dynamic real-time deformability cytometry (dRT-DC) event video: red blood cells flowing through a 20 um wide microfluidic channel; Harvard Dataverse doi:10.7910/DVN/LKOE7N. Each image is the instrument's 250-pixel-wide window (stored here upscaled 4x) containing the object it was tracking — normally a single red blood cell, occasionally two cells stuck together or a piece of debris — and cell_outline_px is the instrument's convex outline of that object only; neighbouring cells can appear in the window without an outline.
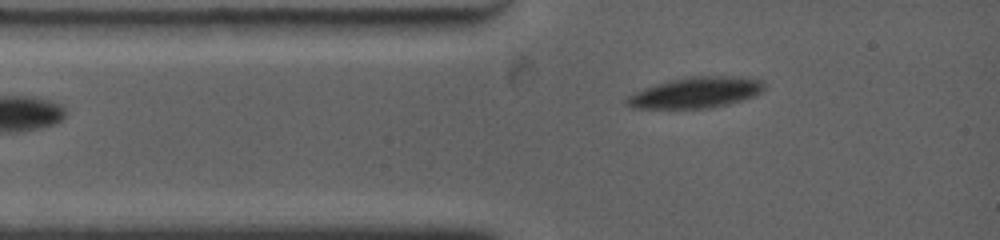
{"species": "common noctule bat (a hibernating species)", "species_latin": "Nyctalus noctula", "temperature_condition": "warm", "stored_images_in_passage": 2, "camera_frame_rate_fps": 4500, "um_per_image_px": 0.085, "animal": {"sex": "female", "body_mass_g": 19.0, "forearm_length_mm": 53.3}, "frame": {"image": 1, "passage_image": 1, "time_ms": 0.0, "image_size_px": [1000, 240], "cell_outline_px": [[764, 88], [756, 96], [728, 104], [708, 108], [632, 108], [624, 104], [624, 100], [628, 96], [644, 88], [656, 84], [688, 76], [744, 76], [764, 80]], "centroid_in_image_um": [59.18, 7.86], "position_along_channel_um": 25.8, "area_um2": 24.85}}